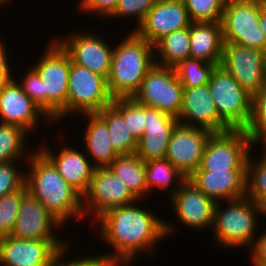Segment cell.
Instances as JSON below:
<instances>
[{"label": "cell", "instance_id": "d6986e66", "mask_svg": "<svg viewBox=\"0 0 266 266\" xmlns=\"http://www.w3.org/2000/svg\"><path fill=\"white\" fill-rule=\"evenodd\" d=\"M190 23L183 0H156L134 32L154 45L165 35L189 27Z\"/></svg>", "mask_w": 266, "mask_h": 266}, {"label": "cell", "instance_id": "e0dca14e", "mask_svg": "<svg viewBox=\"0 0 266 266\" xmlns=\"http://www.w3.org/2000/svg\"><path fill=\"white\" fill-rule=\"evenodd\" d=\"M62 227L64 225L35 196L26 191L11 236L26 240H66L59 237L61 234L58 231Z\"/></svg>", "mask_w": 266, "mask_h": 266}, {"label": "cell", "instance_id": "1f68e13d", "mask_svg": "<svg viewBox=\"0 0 266 266\" xmlns=\"http://www.w3.org/2000/svg\"><path fill=\"white\" fill-rule=\"evenodd\" d=\"M251 154L247 157L245 196L263 206L266 203V163L258 154L255 156L258 160Z\"/></svg>", "mask_w": 266, "mask_h": 266}, {"label": "cell", "instance_id": "d6a6232c", "mask_svg": "<svg viewBox=\"0 0 266 266\" xmlns=\"http://www.w3.org/2000/svg\"><path fill=\"white\" fill-rule=\"evenodd\" d=\"M111 105L123 116L128 131L138 141L144 134L145 105L139 104L133 98H115Z\"/></svg>", "mask_w": 266, "mask_h": 266}, {"label": "cell", "instance_id": "4fadbf2b", "mask_svg": "<svg viewBox=\"0 0 266 266\" xmlns=\"http://www.w3.org/2000/svg\"><path fill=\"white\" fill-rule=\"evenodd\" d=\"M220 65L253 96L266 86V52L224 43Z\"/></svg>", "mask_w": 266, "mask_h": 266}, {"label": "cell", "instance_id": "ffe728a7", "mask_svg": "<svg viewBox=\"0 0 266 266\" xmlns=\"http://www.w3.org/2000/svg\"><path fill=\"white\" fill-rule=\"evenodd\" d=\"M177 119L182 124L205 128L212 133L231 130L219 117L208 85L183 88L182 106Z\"/></svg>", "mask_w": 266, "mask_h": 266}, {"label": "cell", "instance_id": "7a4b0ae2", "mask_svg": "<svg viewBox=\"0 0 266 266\" xmlns=\"http://www.w3.org/2000/svg\"><path fill=\"white\" fill-rule=\"evenodd\" d=\"M26 163L27 191L64 226L68 225L69 220H84L82 195L65 181L38 148H34Z\"/></svg>", "mask_w": 266, "mask_h": 266}, {"label": "cell", "instance_id": "836d02e7", "mask_svg": "<svg viewBox=\"0 0 266 266\" xmlns=\"http://www.w3.org/2000/svg\"><path fill=\"white\" fill-rule=\"evenodd\" d=\"M191 22H221L228 0H183Z\"/></svg>", "mask_w": 266, "mask_h": 266}, {"label": "cell", "instance_id": "5bb4252c", "mask_svg": "<svg viewBox=\"0 0 266 266\" xmlns=\"http://www.w3.org/2000/svg\"><path fill=\"white\" fill-rule=\"evenodd\" d=\"M166 202H168L167 204L170 202L169 206L172 208L169 210L174 212L175 216L173 217H176L174 220L178 221L179 226L188 227L196 232L212 230L216 203L188 179Z\"/></svg>", "mask_w": 266, "mask_h": 266}, {"label": "cell", "instance_id": "8992f818", "mask_svg": "<svg viewBox=\"0 0 266 266\" xmlns=\"http://www.w3.org/2000/svg\"><path fill=\"white\" fill-rule=\"evenodd\" d=\"M113 99L107 78L73 63L70 59L67 117L97 113L111 105Z\"/></svg>", "mask_w": 266, "mask_h": 266}, {"label": "cell", "instance_id": "e575fe53", "mask_svg": "<svg viewBox=\"0 0 266 266\" xmlns=\"http://www.w3.org/2000/svg\"><path fill=\"white\" fill-rule=\"evenodd\" d=\"M26 191L27 187L24 184L19 190L0 197V238L12 234L20 202Z\"/></svg>", "mask_w": 266, "mask_h": 266}, {"label": "cell", "instance_id": "277c9868", "mask_svg": "<svg viewBox=\"0 0 266 266\" xmlns=\"http://www.w3.org/2000/svg\"><path fill=\"white\" fill-rule=\"evenodd\" d=\"M261 216H264L263 206L246 196L216 203L211 230L213 244L224 250H249L260 232Z\"/></svg>", "mask_w": 266, "mask_h": 266}, {"label": "cell", "instance_id": "60d3db41", "mask_svg": "<svg viewBox=\"0 0 266 266\" xmlns=\"http://www.w3.org/2000/svg\"><path fill=\"white\" fill-rule=\"evenodd\" d=\"M119 0H79V12L94 14L98 19L108 20L118 5Z\"/></svg>", "mask_w": 266, "mask_h": 266}, {"label": "cell", "instance_id": "4dcf8cb0", "mask_svg": "<svg viewBox=\"0 0 266 266\" xmlns=\"http://www.w3.org/2000/svg\"><path fill=\"white\" fill-rule=\"evenodd\" d=\"M200 59L187 58L174 67L183 88L207 85L216 67Z\"/></svg>", "mask_w": 266, "mask_h": 266}, {"label": "cell", "instance_id": "ee69618b", "mask_svg": "<svg viewBox=\"0 0 266 266\" xmlns=\"http://www.w3.org/2000/svg\"><path fill=\"white\" fill-rule=\"evenodd\" d=\"M259 145V147H261L260 151V156H258L263 162L266 163V134H262L260 136L254 137L252 139V147L257 148Z\"/></svg>", "mask_w": 266, "mask_h": 266}, {"label": "cell", "instance_id": "484cf974", "mask_svg": "<svg viewBox=\"0 0 266 266\" xmlns=\"http://www.w3.org/2000/svg\"><path fill=\"white\" fill-rule=\"evenodd\" d=\"M108 168L127 186L137 200L149 199L150 194L145 183L146 162L136 153L119 155Z\"/></svg>", "mask_w": 266, "mask_h": 266}, {"label": "cell", "instance_id": "5b68a950", "mask_svg": "<svg viewBox=\"0 0 266 266\" xmlns=\"http://www.w3.org/2000/svg\"><path fill=\"white\" fill-rule=\"evenodd\" d=\"M37 62L31 66L42 80L43 111L53 124L67 118L70 56L51 37Z\"/></svg>", "mask_w": 266, "mask_h": 266}, {"label": "cell", "instance_id": "bcb514c9", "mask_svg": "<svg viewBox=\"0 0 266 266\" xmlns=\"http://www.w3.org/2000/svg\"><path fill=\"white\" fill-rule=\"evenodd\" d=\"M13 78H14L13 73H0V91L9 82V80Z\"/></svg>", "mask_w": 266, "mask_h": 266}, {"label": "cell", "instance_id": "7bdbcfd3", "mask_svg": "<svg viewBox=\"0 0 266 266\" xmlns=\"http://www.w3.org/2000/svg\"><path fill=\"white\" fill-rule=\"evenodd\" d=\"M2 39L0 38V73H13V69H12V65H10V57L8 56L10 53L9 51H7V48L5 46H8L4 41H1Z\"/></svg>", "mask_w": 266, "mask_h": 266}, {"label": "cell", "instance_id": "ab89813d", "mask_svg": "<svg viewBox=\"0 0 266 266\" xmlns=\"http://www.w3.org/2000/svg\"><path fill=\"white\" fill-rule=\"evenodd\" d=\"M19 80L22 91L43 110L42 80L39 74L30 66Z\"/></svg>", "mask_w": 266, "mask_h": 266}, {"label": "cell", "instance_id": "f35d334b", "mask_svg": "<svg viewBox=\"0 0 266 266\" xmlns=\"http://www.w3.org/2000/svg\"><path fill=\"white\" fill-rule=\"evenodd\" d=\"M73 249L71 243H69L66 247L60 249L53 257L49 266H110L106 260L104 259L103 255L99 253L96 255L87 254V255H79V258L72 257L69 258L70 253ZM96 255V256H95ZM66 256V257H65ZM82 256V257H80ZM87 256V257H86ZM66 259V260H65Z\"/></svg>", "mask_w": 266, "mask_h": 266}, {"label": "cell", "instance_id": "603a6c76", "mask_svg": "<svg viewBox=\"0 0 266 266\" xmlns=\"http://www.w3.org/2000/svg\"><path fill=\"white\" fill-rule=\"evenodd\" d=\"M187 179L215 203L246 195V171H194Z\"/></svg>", "mask_w": 266, "mask_h": 266}, {"label": "cell", "instance_id": "ac0fdd59", "mask_svg": "<svg viewBox=\"0 0 266 266\" xmlns=\"http://www.w3.org/2000/svg\"><path fill=\"white\" fill-rule=\"evenodd\" d=\"M66 240L0 238V266H49L54 255L71 243Z\"/></svg>", "mask_w": 266, "mask_h": 266}, {"label": "cell", "instance_id": "44dd1931", "mask_svg": "<svg viewBox=\"0 0 266 266\" xmlns=\"http://www.w3.org/2000/svg\"><path fill=\"white\" fill-rule=\"evenodd\" d=\"M41 143L39 150L53 163L65 181L76 189L82 196L87 191L95 167L81 148L62 144V149L56 152L47 142ZM51 147V148H49ZM59 151V152H58Z\"/></svg>", "mask_w": 266, "mask_h": 266}, {"label": "cell", "instance_id": "d590c367", "mask_svg": "<svg viewBox=\"0 0 266 266\" xmlns=\"http://www.w3.org/2000/svg\"><path fill=\"white\" fill-rule=\"evenodd\" d=\"M19 161L24 163L22 164ZM26 162L27 161L15 160L0 163V197L19 190L25 184L24 169H26ZM20 163L22 167L24 165V169L19 166Z\"/></svg>", "mask_w": 266, "mask_h": 266}, {"label": "cell", "instance_id": "ba28073f", "mask_svg": "<svg viewBox=\"0 0 266 266\" xmlns=\"http://www.w3.org/2000/svg\"><path fill=\"white\" fill-rule=\"evenodd\" d=\"M207 85L219 117L231 129H245L251 116L252 96L221 65L214 68Z\"/></svg>", "mask_w": 266, "mask_h": 266}, {"label": "cell", "instance_id": "7dc6e473", "mask_svg": "<svg viewBox=\"0 0 266 266\" xmlns=\"http://www.w3.org/2000/svg\"><path fill=\"white\" fill-rule=\"evenodd\" d=\"M13 0H0V8H2V6L7 5V3H11Z\"/></svg>", "mask_w": 266, "mask_h": 266}, {"label": "cell", "instance_id": "7c38bea8", "mask_svg": "<svg viewBox=\"0 0 266 266\" xmlns=\"http://www.w3.org/2000/svg\"><path fill=\"white\" fill-rule=\"evenodd\" d=\"M136 201L127 186L108 167L95 168L82 196L84 221L90 218L93 224L104 212Z\"/></svg>", "mask_w": 266, "mask_h": 266}, {"label": "cell", "instance_id": "b9f144b4", "mask_svg": "<svg viewBox=\"0 0 266 266\" xmlns=\"http://www.w3.org/2000/svg\"><path fill=\"white\" fill-rule=\"evenodd\" d=\"M249 252L253 266H266V229L260 230L259 237L257 236Z\"/></svg>", "mask_w": 266, "mask_h": 266}, {"label": "cell", "instance_id": "4316f807", "mask_svg": "<svg viewBox=\"0 0 266 266\" xmlns=\"http://www.w3.org/2000/svg\"><path fill=\"white\" fill-rule=\"evenodd\" d=\"M153 46L155 64L176 67L190 58V25L165 35Z\"/></svg>", "mask_w": 266, "mask_h": 266}, {"label": "cell", "instance_id": "6da1fadb", "mask_svg": "<svg viewBox=\"0 0 266 266\" xmlns=\"http://www.w3.org/2000/svg\"><path fill=\"white\" fill-rule=\"evenodd\" d=\"M144 206L145 203L142 206L141 200H137L104 212L93 223L101 243L105 242L110 248L105 254L101 253L110 266H133L135 260L139 261L136 257L139 259L144 252L154 260L158 243L177 233L178 226L173 221L160 218L153 208Z\"/></svg>", "mask_w": 266, "mask_h": 266}, {"label": "cell", "instance_id": "c3c4849f", "mask_svg": "<svg viewBox=\"0 0 266 266\" xmlns=\"http://www.w3.org/2000/svg\"><path fill=\"white\" fill-rule=\"evenodd\" d=\"M263 212H264L263 218H266V203L263 205Z\"/></svg>", "mask_w": 266, "mask_h": 266}, {"label": "cell", "instance_id": "f546056e", "mask_svg": "<svg viewBox=\"0 0 266 266\" xmlns=\"http://www.w3.org/2000/svg\"><path fill=\"white\" fill-rule=\"evenodd\" d=\"M29 137L25 130L16 125L0 123V163L15 160L27 161L34 151L33 148H30L32 150L26 148Z\"/></svg>", "mask_w": 266, "mask_h": 266}, {"label": "cell", "instance_id": "8d00e7d4", "mask_svg": "<svg viewBox=\"0 0 266 266\" xmlns=\"http://www.w3.org/2000/svg\"><path fill=\"white\" fill-rule=\"evenodd\" d=\"M244 131L251 139L266 133V86L252 96L251 116Z\"/></svg>", "mask_w": 266, "mask_h": 266}, {"label": "cell", "instance_id": "30bf717a", "mask_svg": "<svg viewBox=\"0 0 266 266\" xmlns=\"http://www.w3.org/2000/svg\"><path fill=\"white\" fill-rule=\"evenodd\" d=\"M183 86L173 67L154 64L132 97L139 104L155 108L178 118L182 106Z\"/></svg>", "mask_w": 266, "mask_h": 266}, {"label": "cell", "instance_id": "74e56055", "mask_svg": "<svg viewBox=\"0 0 266 266\" xmlns=\"http://www.w3.org/2000/svg\"><path fill=\"white\" fill-rule=\"evenodd\" d=\"M156 0H119L118 5L114 11V14L109 18L114 20L115 18L119 19L123 17L126 20L131 18L135 19L134 29L130 28V31H134L144 20L146 14L155 4ZM130 18V19H129Z\"/></svg>", "mask_w": 266, "mask_h": 266}, {"label": "cell", "instance_id": "9a60e30c", "mask_svg": "<svg viewBox=\"0 0 266 266\" xmlns=\"http://www.w3.org/2000/svg\"><path fill=\"white\" fill-rule=\"evenodd\" d=\"M211 131L180 122L175 126L165 159L186 178L200 167Z\"/></svg>", "mask_w": 266, "mask_h": 266}, {"label": "cell", "instance_id": "2e32d148", "mask_svg": "<svg viewBox=\"0 0 266 266\" xmlns=\"http://www.w3.org/2000/svg\"><path fill=\"white\" fill-rule=\"evenodd\" d=\"M16 78L10 79L0 91V123L16 125L29 135L37 131V125L41 124L40 121L43 124L50 123V126L55 125L44 111L22 91Z\"/></svg>", "mask_w": 266, "mask_h": 266}, {"label": "cell", "instance_id": "3957f363", "mask_svg": "<svg viewBox=\"0 0 266 266\" xmlns=\"http://www.w3.org/2000/svg\"><path fill=\"white\" fill-rule=\"evenodd\" d=\"M127 33L115 44L112 52L107 85L114 99L132 98L148 70L155 64L154 46L134 31Z\"/></svg>", "mask_w": 266, "mask_h": 266}, {"label": "cell", "instance_id": "8fae6325", "mask_svg": "<svg viewBox=\"0 0 266 266\" xmlns=\"http://www.w3.org/2000/svg\"><path fill=\"white\" fill-rule=\"evenodd\" d=\"M69 36H54L73 63L108 78L114 45L94 30H75Z\"/></svg>", "mask_w": 266, "mask_h": 266}, {"label": "cell", "instance_id": "d4e9b609", "mask_svg": "<svg viewBox=\"0 0 266 266\" xmlns=\"http://www.w3.org/2000/svg\"><path fill=\"white\" fill-rule=\"evenodd\" d=\"M223 44L221 22L190 23V58L220 65Z\"/></svg>", "mask_w": 266, "mask_h": 266}, {"label": "cell", "instance_id": "f1b7e54d", "mask_svg": "<svg viewBox=\"0 0 266 266\" xmlns=\"http://www.w3.org/2000/svg\"><path fill=\"white\" fill-rule=\"evenodd\" d=\"M96 114L106 123L110 141L119 155L136 153L137 141L128 131L123 116L112 105L104 107Z\"/></svg>", "mask_w": 266, "mask_h": 266}, {"label": "cell", "instance_id": "9c48e42d", "mask_svg": "<svg viewBox=\"0 0 266 266\" xmlns=\"http://www.w3.org/2000/svg\"><path fill=\"white\" fill-rule=\"evenodd\" d=\"M252 139L244 129L212 133L208 138L201 164L195 171H246Z\"/></svg>", "mask_w": 266, "mask_h": 266}, {"label": "cell", "instance_id": "cb8c5ba5", "mask_svg": "<svg viewBox=\"0 0 266 266\" xmlns=\"http://www.w3.org/2000/svg\"><path fill=\"white\" fill-rule=\"evenodd\" d=\"M86 126L82 133V150H85L86 155L91 160L95 168L108 167L119 154L114 150L110 141L109 131L106 123L96 114L80 115Z\"/></svg>", "mask_w": 266, "mask_h": 266}, {"label": "cell", "instance_id": "7402d4cb", "mask_svg": "<svg viewBox=\"0 0 266 266\" xmlns=\"http://www.w3.org/2000/svg\"><path fill=\"white\" fill-rule=\"evenodd\" d=\"M178 119L145 106L144 134L137 141L136 154L145 162L165 159L171 134Z\"/></svg>", "mask_w": 266, "mask_h": 266}, {"label": "cell", "instance_id": "52a82bcc", "mask_svg": "<svg viewBox=\"0 0 266 266\" xmlns=\"http://www.w3.org/2000/svg\"><path fill=\"white\" fill-rule=\"evenodd\" d=\"M261 0H228L222 13L224 43L266 52V36L259 25Z\"/></svg>", "mask_w": 266, "mask_h": 266}, {"label": "cell", "instance_id": "f6af8a7d", "mask_svg": "<svg viewBox=\"0 0 266 266\" xmlns=\"http://www.w3.org/2000/svg\"><path fill=\"white\" fill-rule=\"evenodd\" d=\"M259 25L261 29L264 31L266 36V0H261Z\"/></svg>", "mask_w": 266, "mask_h": 266}, {"label": "cell", "instance_id": "83f0119b", "mask_svg": "<svg viewBox=\"0 0 266 266\" xmlns=\"http://www.w3.org/2000/svg\"><path fill=\"white\" fill-rule=\"evenodd\" d=\"M186 179L167 159L146 161L145 183L149 194L153 190L159 193L164 191L168 199L179 190Z\"/></svg>", "mask_w": 266, "mask_h": 266}]
</instances>
